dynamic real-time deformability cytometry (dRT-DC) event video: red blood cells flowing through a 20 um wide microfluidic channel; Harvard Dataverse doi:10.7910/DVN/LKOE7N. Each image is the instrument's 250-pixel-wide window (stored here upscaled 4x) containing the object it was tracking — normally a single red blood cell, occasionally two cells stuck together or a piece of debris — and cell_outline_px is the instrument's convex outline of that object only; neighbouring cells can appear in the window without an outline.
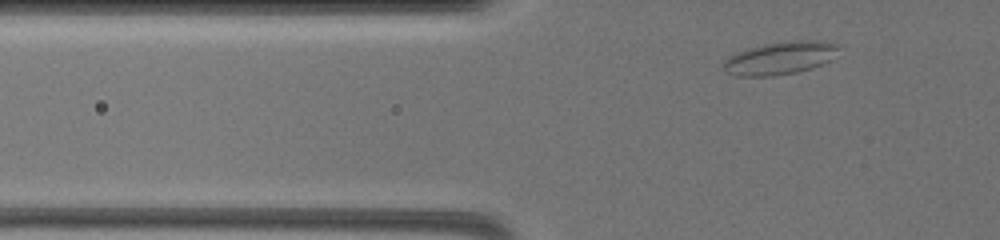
{"species": "common noctule bat (a hibernating species)", "species_latin": "Nyctalus noctula", "temperature_condition": "warm", "stored_images_in_passage": 38, "camera_frame_rate_fps": 3000, "um_per_image_px": 0.085, "animal": {"sex": "female", "body_mass_g": 19.5, "forearm_length_mm": 54.1}, "frame": {"image": 1, "passage_image": 5, "time_ms": 1.667, "image_size_px": [1000, 240], "cell_outline_px": [[840, 56], [812, 68], [796, 72], [772, 76], [736, 76], [724, 72], [724, 60], [728, 56], [736, 52], [748, 48], [764, 44], [796, 40], [820, 40], [840, 44]], "centroid_in_image_um": [66.37, 4.92], "position_along_channel_um": 59.4, "area_um2": 22.48}}
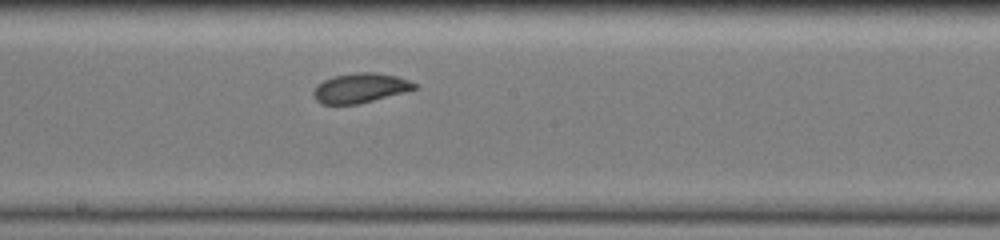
{"frame": {"image": 2, "passage_image": 19, "time_ms": 7.0, "image_size_px": [1000, 240], "cell_outline_px": [[416, 88], [404, 92], [356, 104], [320, 104], [312, 96], [312, 92], [316, 84], [332, 76], [356, 72], [376, 72], [396, 76], [408, 80], [416, 84]], "centroid_in_image_um": [30.55, 7.47], "position_along_channel_um": 217.7, "area_um2": 17.4}}
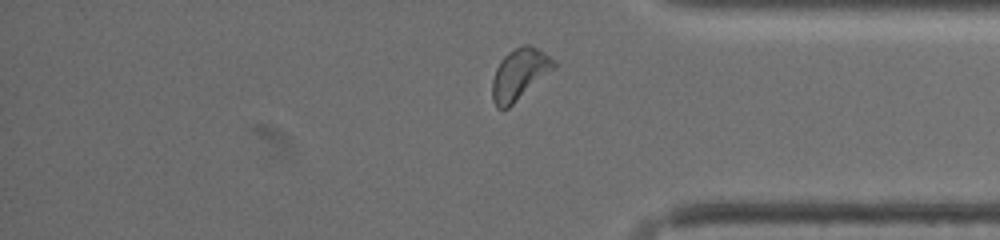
{"frame": {"image": 3, "passage_image": 33, "time_ms": 12.333, "image_size_px": [1000, 240], "cell_outline_px": [[556, 68], [508, 108], [496, 108], [492, 100], [492, 80], [496, 68], [500, 60], [508, 52], [524, 44], [528, 44], [544, 52], [556, 60]], "centroid_in_image_um": [44.16, 6.3], "position_along_channel_um": 391.0, "area_um2": 18.44}, "authors_computed_cell_mechanics": {"area_um2": 17.5712, "velocity_mm_per_s": 3.3555, "shape_relaxation_time_tau1_ms": 3.5899, "shape_relaxation_time_tau2_ms": null, "deformation_change_tau1": 0.0851, "deformation_change_tau2": null}}